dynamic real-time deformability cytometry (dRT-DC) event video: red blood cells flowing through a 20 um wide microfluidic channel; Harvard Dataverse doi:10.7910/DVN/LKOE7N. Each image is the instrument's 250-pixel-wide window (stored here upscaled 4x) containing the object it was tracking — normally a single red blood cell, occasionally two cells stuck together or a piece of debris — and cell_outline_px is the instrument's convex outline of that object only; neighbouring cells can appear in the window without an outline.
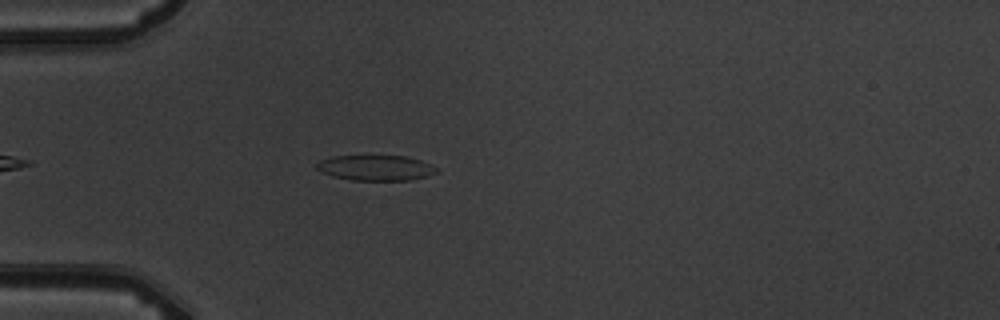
{"species": "common noctule bat (a hibernating species)", "species_latin": "Nyctalus noctula", "temperature_condition": "warm", "stored_images_in_passage": 5, "camera_frame_rate_fps": 3000, "um_per_image_px": 0.085, "animal": {"sex": "male", "body_mass_g": 19.5, "forearm_length_mm": 54.6}, "frame": {"image": 1, "passage_image": 5, "time_ms": 5.333, "image_size_px": [1000, 320], "cell_outline_px": [[440, 172], [428, 176], [408, 180], [352, 180], [332, 176], [320, 172], [316, 168], [316, 164], [320, 160], [332, 156], [404, 156], [420, 160], [440, 168]], "centroid_in_image_um": [31.96, 14.27], "position_along_channel_um": 53.0, "area_um2": 17.86}}